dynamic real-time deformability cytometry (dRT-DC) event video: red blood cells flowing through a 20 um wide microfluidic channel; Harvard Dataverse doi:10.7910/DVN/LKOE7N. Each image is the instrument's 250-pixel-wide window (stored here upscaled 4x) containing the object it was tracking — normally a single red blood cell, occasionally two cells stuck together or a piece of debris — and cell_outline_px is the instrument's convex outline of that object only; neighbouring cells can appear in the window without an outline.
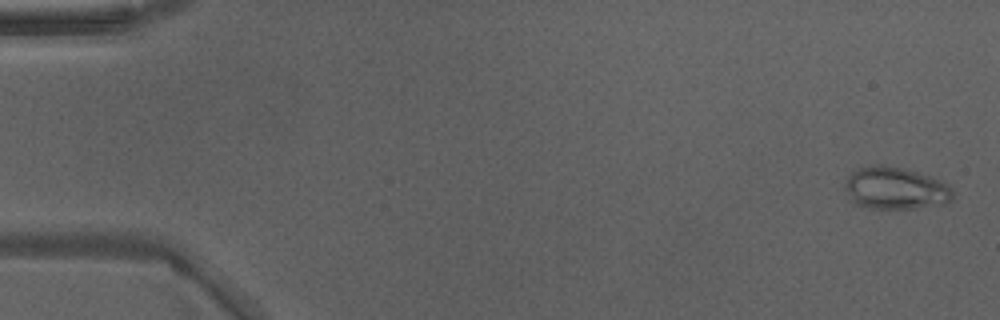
{"species": "Egyptian fruit bat (a non-hibernating species)", "species_latin": "Rousettus aegyptiacus", "temperature_condition": "warm", "stored_images_in_passage": 29, "camera_frame_rate_fps": 3000, "um_per_image_px": 0.085, "animal": {"sex": "male"}, "frame": {"image": 1, "passage_image": 2, "time_ms": 0.333, "image_size_px": [1000, 320], "cell_outline_px": [[952, 196], [948, 200], [916, 208], [868, 208], [856, 204], [848, 200], [844, 188], [844, 184], [848, 176], [852, 172], [860, 168], [876, 164], [880, 164], [900, 168], [916, 172], [940, 180], [952, 188]], "centroid_in_image_um": [76.0, 15.99], "position_along_channel_um": 9.0, "area_um2": 26.07}}
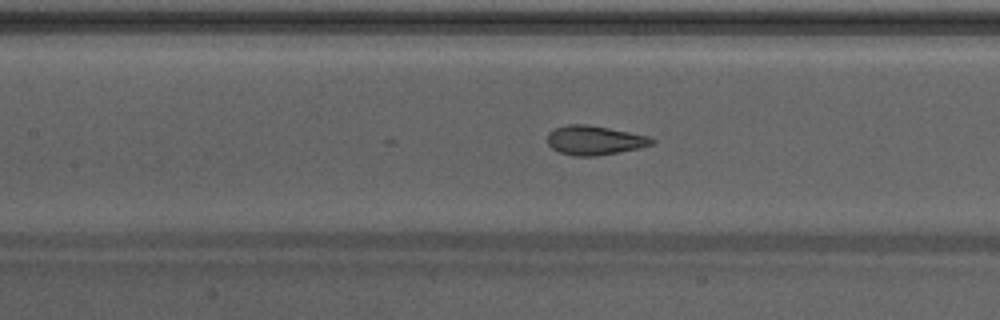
{"frame": {"image": 2, "passage_image": 23, "time_ms": 7.333, "image_size_px": [1000, 320], "cell_outline_px": [[656, 140], [652, 144], [640, 148], [596, 156], [572, 156], [560, 152], [552, 148], [548, 144], [548, 132], [556, 128], [568, 124], [584, 124], [608, 128], [648, 136]], "centroid_in_image_um": [50.52, 11.93], "position_along_channel_um": 156.9, "area_um2": 17.63}}
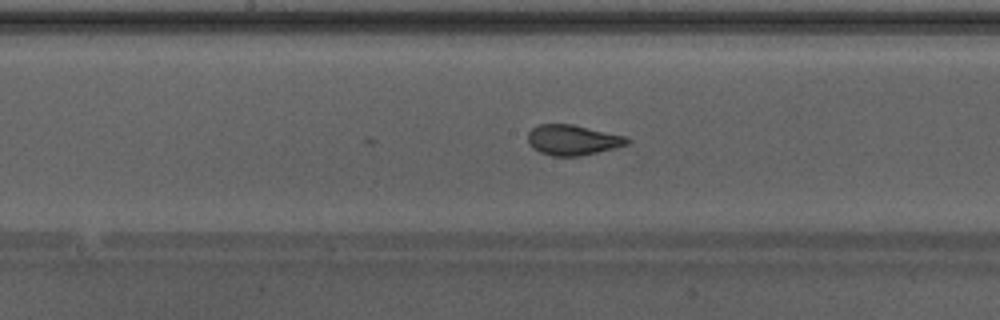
{"frame": {"image": 3, "passage_image": 26, "time_ms": 8.333, "image_size_px": [1000, 320], "cell_outline_px": [[632, 140], [628, 144], [580, 156], [552, 156], [540, 152], [532, 148], [528, 144], [528, 132], [532, 128], [540, 124], [572, 124], [628, 136]], "centroid_in_image_um": [48.68, 11.89], "position_along_channel_um": 199.5, "area_um2": 17.63}}